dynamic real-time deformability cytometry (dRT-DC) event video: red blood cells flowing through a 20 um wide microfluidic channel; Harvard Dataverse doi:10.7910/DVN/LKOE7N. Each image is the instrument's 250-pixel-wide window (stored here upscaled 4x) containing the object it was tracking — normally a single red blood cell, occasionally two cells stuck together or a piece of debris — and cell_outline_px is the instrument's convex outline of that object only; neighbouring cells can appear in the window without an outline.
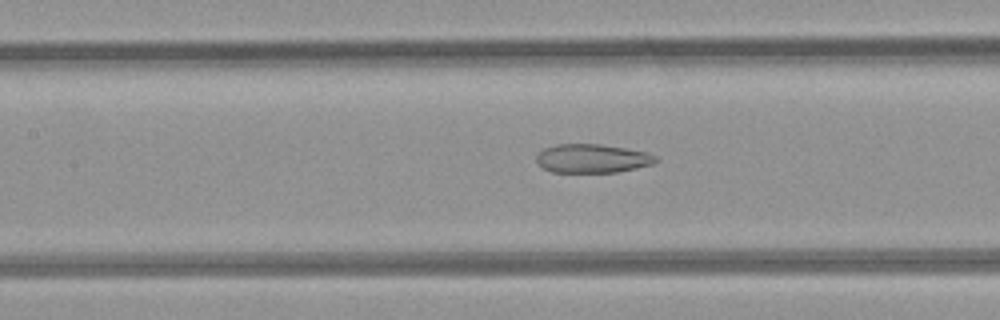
{"species": "common noctule bat (a hibernating species)", "species_latin": "Nyctalus noctula", "temperature_condition": "room temperature", "stored_images_in_passage": 46, "camera_frame_rate_fps": 3000, "um_per_image_px": 0.085, "animal": {"sex": "female", "body_mass_g": 21.9}, "frame": {"image": 1, "passage_image": 22, "time_ms": 7.0, "image_size_px": [1000, 320], "cell_outline_px": [[660, 160], [652, 164], [636, 168], [616, 172], [552, 172], [536, 164], [536, 156], [544, 148], [556, 144], [600, 144], [648, 152], [656, 156]], "centroid_in_image_um": [50.34, 13.47], "position_along_channel_um": 157.1, "area_um2": 20.06}}
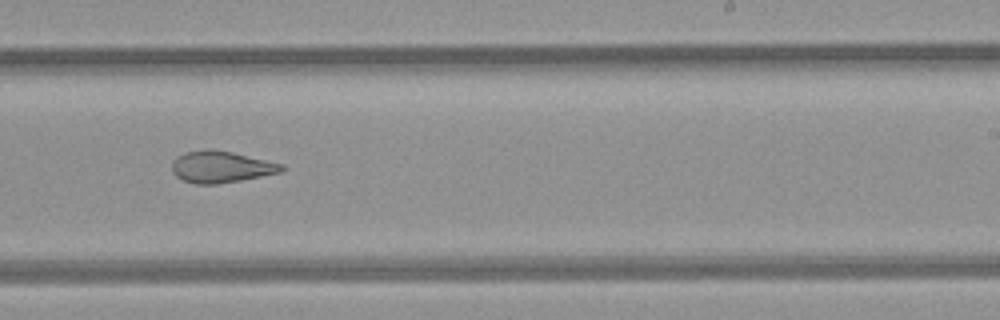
{"frame": {"image": 2, "passage_image": 30, "time_ms": 9.667, "image_size_px": [1000, 320], "cell_outline_px": [[284, 168], [280, 172], [240, 180], [216, 184], [196, 184], [184, 180], [176, 176], [172, 172], [172, 160], [176, 156], [184, 152], [204, 148], [208, 148], [232, 152], [284, 164]], "centroid_in_image_um": [18.74, 14.16], "position_along_channel_um": 270.3, "area_um2": 20.23}}
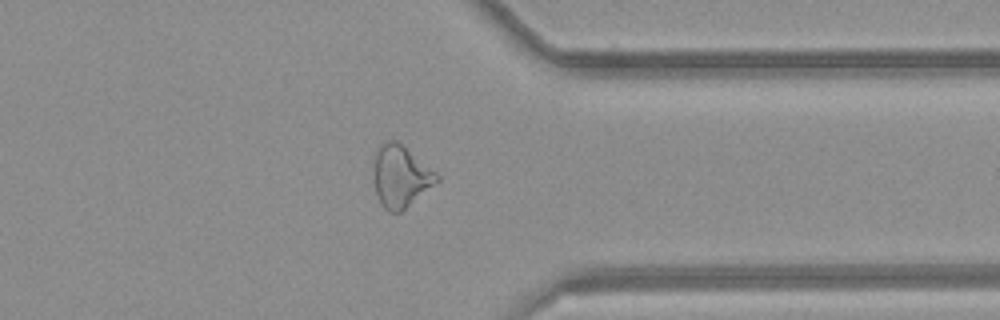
{"frame": {"image": 3, "passage_image": 38, "time_ms": 12.333, "image_size_px": [1000, 320], "cell_outline_px": [[440, 180], [400, 212], [388, 212], [380, 204], [372, 180], [372, 172], [376, 148], [384, 140], [396, 140], [436, 172], [440, 176]], "centroid_in_image_um": [34.0, 14.98], "position_along_channel_um": 377.4, "area_um2": 22.95}, "authors_computed_cell_mechanics": {"area_um2": 24.1026, "velocity_mm_per_s": 4.25, "shape_relaxation_time_tau1_ms": null, "shape_relaxation_time_tau2_ms": 2.5767, "deformation_change_tau1": null, "deformation_change_tau2": 0.1035}}